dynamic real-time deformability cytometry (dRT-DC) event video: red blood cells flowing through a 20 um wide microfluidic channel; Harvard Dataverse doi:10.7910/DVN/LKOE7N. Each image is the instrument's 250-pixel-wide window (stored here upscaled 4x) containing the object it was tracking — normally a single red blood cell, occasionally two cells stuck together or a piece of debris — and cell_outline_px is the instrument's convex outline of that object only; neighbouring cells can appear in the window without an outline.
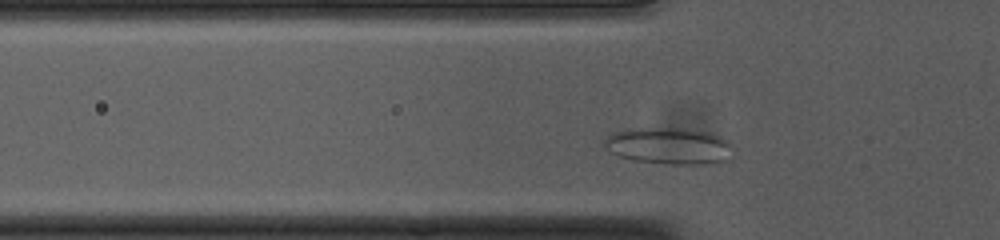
{"species": "common noctule bat (a hibernating species)", "species_latin": "Nyctalus noctula", "temperature_condition": "cold", "stored_images_in_passage": 32, "camera_frame_rate_fps": 3000, "um_per_image_px": 0.085, "animal": {"sex": "female", "body_mass_g": 23.0, "forearm_length_mm": 53.4}, "frame": {"image": 1, "passage_image": 5, "time_ms": 1.333, "image_size_px": [1000, 240], "cell_outline_px": [[732, 156], [716, 164], [672, 164], [632, 160], [620, 156], [604, 148], [600, 144], [612, 132], [624, 128], [688, 128], [712, 132], [728, 140], [732, 144]], "centroid_in_image_um": [56.87, 12.38], "position_along_channel_um": 68.9, "area_um2": 28.15}}
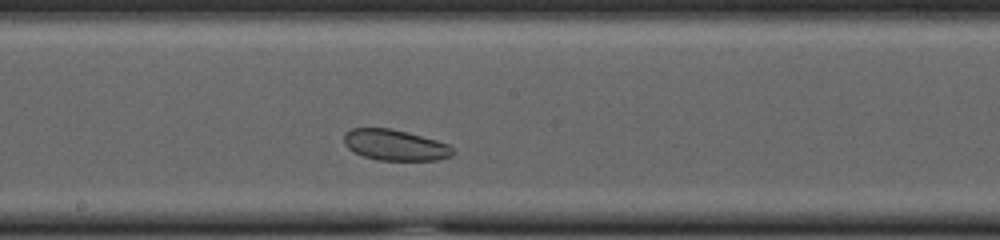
{"frame": {"image": 2, "passage_image": 17, "time_ms": 5.333, "image_size_px": [1000, 240], "cell_outline_px": [[456, 152], [452, 156], [440, 160], [376, 160], [352, 152], [344, 144], [344, 132], [352, 128], [392, 128], [408, 132], [436, 140], [448, 144]], "centroid_in_image_um": [33.57, 12.33], "position_along_channel_um": 214.6, "area_um2": 19.83}}
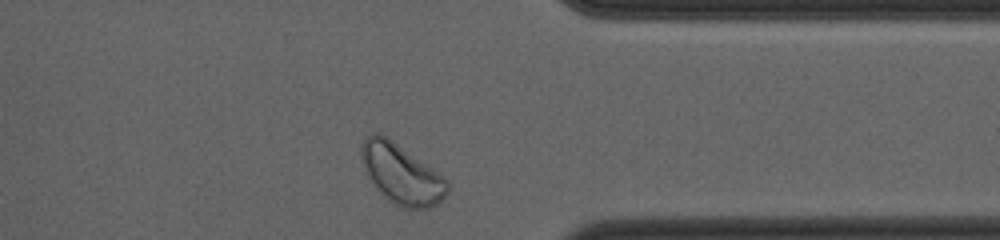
{"frame": {"image": 3, "passage_image": 31, "time_ms": 10.0, "image_size_px": [1000, 240], "cell_outline_px": [[448, 192], [436, 204], [428, 208], [404, 208], [388, 200], [376, 188], [368, 176], [364, 164], [364, 140], [372, 132], [380, 132], [448, 180]], "centroid_in_image_um": [34.15, 14.82], "position_along_channel_um": 377.3, "area_um2": 28.84}}